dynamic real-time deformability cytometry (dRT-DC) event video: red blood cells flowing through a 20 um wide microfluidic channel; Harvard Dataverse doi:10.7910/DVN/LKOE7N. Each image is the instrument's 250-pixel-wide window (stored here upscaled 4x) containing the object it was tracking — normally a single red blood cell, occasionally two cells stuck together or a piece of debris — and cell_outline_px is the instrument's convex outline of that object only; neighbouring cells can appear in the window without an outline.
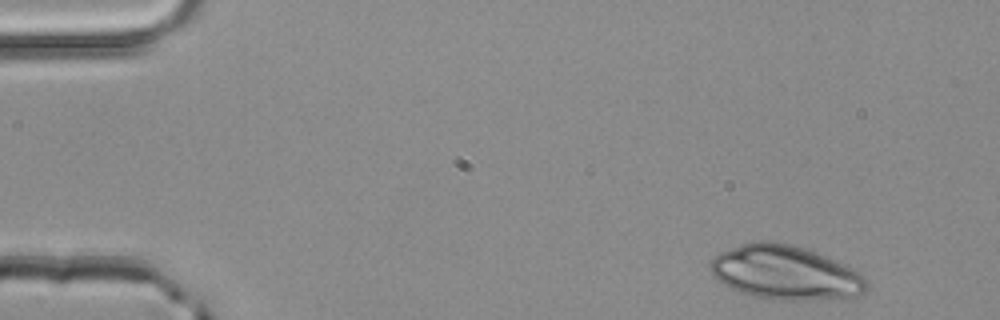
{"species": "common noctule bat (a hibernating species)", "species_latin": "Nyctalus noctula", "temperature_condition": "room temperature", "stored_images_in_passage": 2, "camera_frame_rate_fps": 3000, "um_per_image_px": 0.085, "animal": {"sex": "male", "body_mass_g": 20.4}, "frame": {"image": 1, "passage_image": 1, "time_ms": 0.0, "image_size_px": [1000, 320], "cell_outline_px": [[868, 292], [856, 296], [840, 300], [772, 300], [740, 292], [724, 284], [712, 276], [708, 268], [708, 264], [720, 252], [740, 244], [756, 240], [768, 240], [792, 244], [816, 252], [844, 264], [860, 272], [868, 280]], "centroid_in_image_um": [66.8, 23.19], "position_along_channel_um": 18.2, "area_um2": 50.11}}